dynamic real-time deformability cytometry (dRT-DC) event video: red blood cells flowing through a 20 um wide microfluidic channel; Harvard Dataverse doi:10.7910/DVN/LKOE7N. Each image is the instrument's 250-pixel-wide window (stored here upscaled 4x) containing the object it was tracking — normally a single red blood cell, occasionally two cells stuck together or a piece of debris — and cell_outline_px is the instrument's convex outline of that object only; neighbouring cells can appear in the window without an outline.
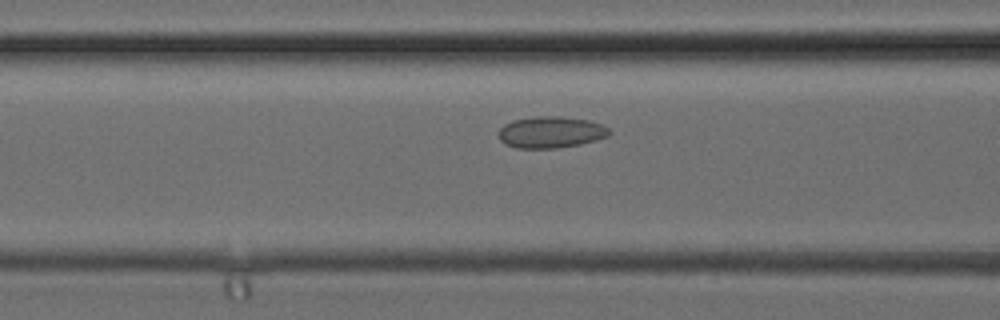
{"species": "common noctule bat (a hibernating species)", "species_latin": "Nyctalus noctula", "temperature_condition": "cold", "stored_images_in_passage": 33, "camera_frame_rate_fps": 3000, "um_per_image_px": 0.085, "animal": {"sex": "female", "body_mass_g": 24.6, "forearm_length_mm": 56.2}, "frame": {"image": 1, "passage_image": 13, "time_ms": 4.0, "image_size_px": [1000, 320], "cell_outline_px": [[612, 132], [608, 136], [596, 140], [580, 144], [556, 148], [516, 148], [504, 144], [500, 140], [500, 128], [504, 124], [512, 120], [532, 116], [560, 116], [588, 120], [604, 124]], "centroid_in_image_um": [46.83, 11.23], "position_along_channel_um": 119.8, "area_um2": 20.52}}
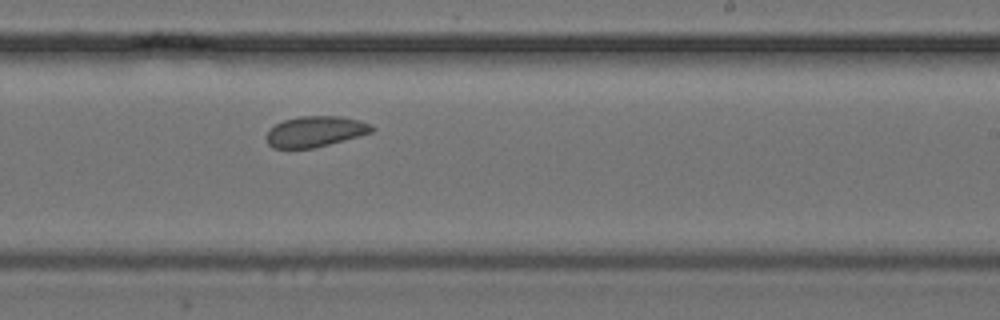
{"frame": {"image": 2, "passage_image": 21, "time_ms": 6.667, "image_size_px": [1000, 320], "cell_outline_px": [[376, 128], [372, 132], [328, 144], [312, 148], [272, 148], [268, 144], [264, 136], [268, 128], [284, 120], [300, 116], [340, 116], [360, 120], [372, 124]], "centroid_in_image_um": [26.76, 11.17], "position_along_channel_um": 262.2, "area_um2": 18.96}}
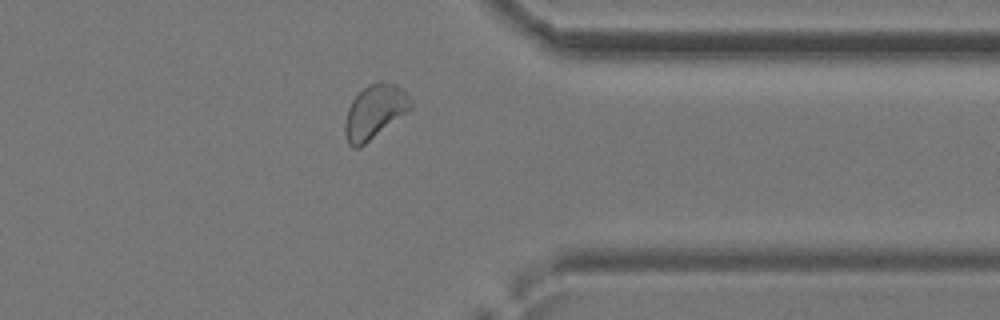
{"frame": {"image": 3, "passage_image": 28, "time_ms": 9.0, "image_size_px": [1000, 320], "cell_outline_px": [[412, 108], [360, 148], [352, 148], [348, 144], [344, 136], [344, 124], [348, 108], [352, 100], [368, 84], [380, 80], [396, 84], [404, 88], [412, 104]], "centroid_in_image_um": [31.83, 9.5], "position_along_channel_um": 379.6, "area_um2": 20.81}}